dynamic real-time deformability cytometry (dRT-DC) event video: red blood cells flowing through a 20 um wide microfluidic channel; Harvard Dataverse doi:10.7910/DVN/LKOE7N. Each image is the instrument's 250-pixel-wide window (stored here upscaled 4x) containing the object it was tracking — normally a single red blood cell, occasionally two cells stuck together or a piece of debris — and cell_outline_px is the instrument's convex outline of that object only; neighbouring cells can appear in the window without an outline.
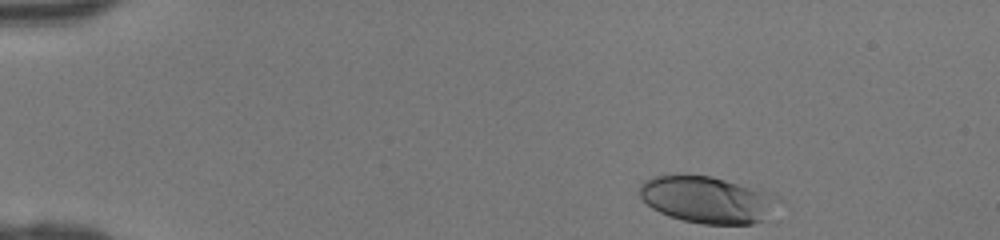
{"species": "human", "species_latin": "Homo sapiens", "temperature_condition": "room temperature", "stored_images_in_passage": 40, "camera_frame_rate_fps": 3000, "um_per_image_px": 0.085, "donor": {"sex": "female"}, "frame": {"image": 1, "passage_image": 1, "time_ms": 0.0, "image_size_px": [1000, 240], "cell_outline_px": [[780, 200], [764, 220], [752, 224], [704, 224], [684, 220], [668, 216], [652, 208], [640, 196], [640, 184], [644, 180], [656, 176], [676, 172], [684, 172], [712, 176], [756, 184], [776, 192], [780, 196]], "centroid_in_image_um": [60.21, 16.89], "position_along_channel_um": 24.8, "area_um2": 39.54}}
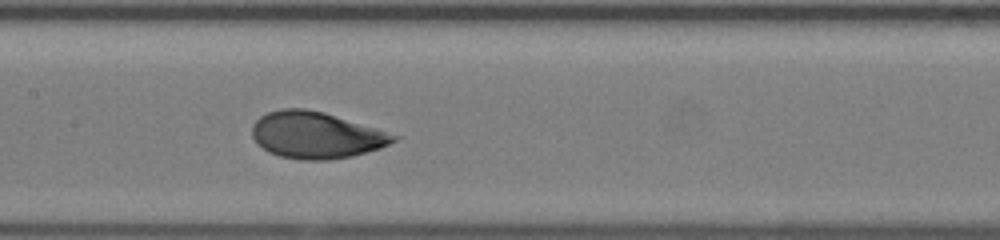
{"frame": {"image": 2, "passage_image": 18, "time_ms": 5.667, "image_size_px": [1000, 240], "cell_outline_px": [[400, 136], [396, 140], [380, 148], [352, 156], [328, 160], [300, 160], [280, 156], [268, 152], [252, 136], [252, 124], [260, 116], [268, 112], [280, 108], [304, 108], [324, 112]], "centroid_in_image_um": [26.84, 11.48], "position_along_channel_um": 180.6, "area_um2": 38.21}}
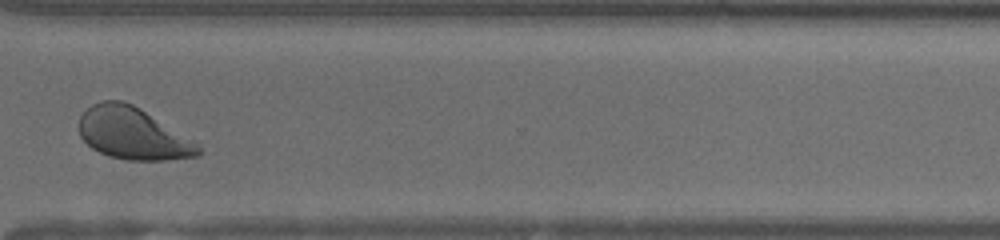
{"frame": {"image": 3, "passage_image": 30, "time_ms": 9.667, "image_size_px": [1000, 240], "cell_outline_px": [[204, 152], [200, 156], [164, 160], [124, 160], [108, 156], [92, 148], [80, 136], [80, 116], [92, 104], [104, 100], [120, 100], [132, 104], [140, 108], [200, 148]], "centroid_in_image_um": [11.22, 11.37], "position_along_channel_um": 359.4, "area_um2": 35.2}}